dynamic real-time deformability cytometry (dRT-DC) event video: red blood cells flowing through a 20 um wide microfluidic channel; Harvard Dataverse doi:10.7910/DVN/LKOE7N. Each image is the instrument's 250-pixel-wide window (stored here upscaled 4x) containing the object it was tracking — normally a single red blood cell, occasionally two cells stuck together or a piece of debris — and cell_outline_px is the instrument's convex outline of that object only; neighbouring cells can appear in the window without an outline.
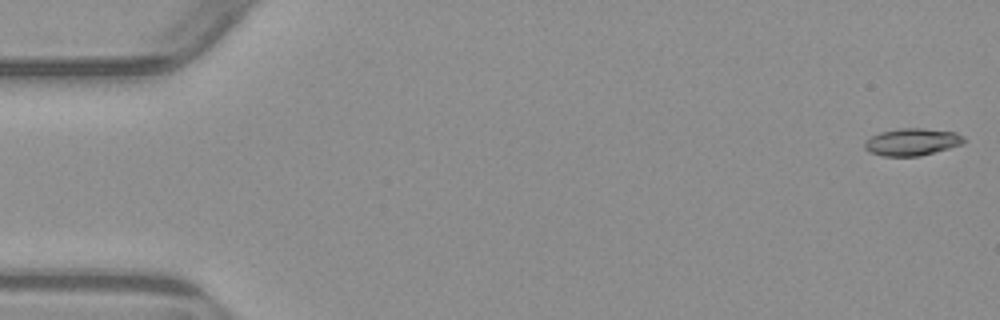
{"species": "common noctule bat (a hibernating species)", "species_latin": "Nyctalus noctula", "temperature_condition": "warm", "stored_images_in_passage": 5, "camera_frame_rate_fps": 3000, "um_per_image_px": 0.085, "animal": {"sex": "male", "body_mass_g": 23.1, "forearm_length_mm": 52.7}, "frame": {"image": 1, "passage_image": 1, "time_ms": 0.0, "image_size_px": [1000, 320], "cell_outline_px": [[968, 140], [964, 144], [920, 156], [884, 156], [868, 152], [864, 148], [864, 144], [872, 136], [880, 132], [900, 128], [924, 128], [956, 132], [964, 136]], "centroid_in_image_um": [77.58, 12.06], "position_along_channel_um": 7.4, "area_um2": 15.9}}
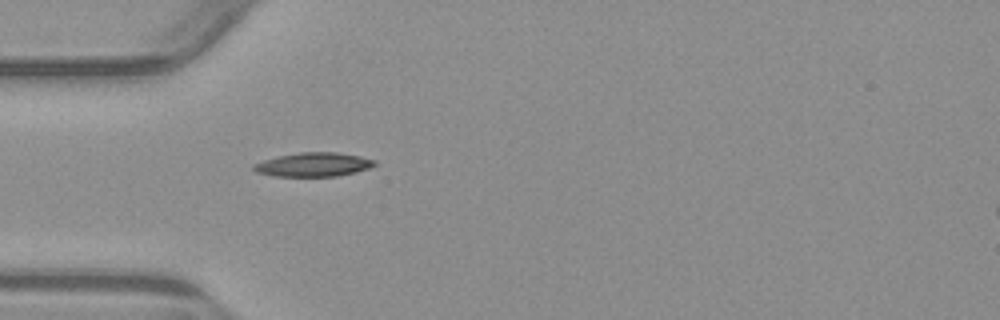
{"frame": {"image": 2, "passage_image": 5, "time_ms": 5.0, "image_size_px": [1000, 320], "cell_outline_px": [[376, 164], [368, 168], [356, 172], [336, 176], [272, 176], [256, 172], [252, 168], [252, 164], [264, 160], [280, 156], [300, 152], [336, 152], [360, 156], [376, 160]], "centroid_in_image_um": [26.63, 13.99], "position_along_channel_um": 58.4, "area_um2": 16.82}}